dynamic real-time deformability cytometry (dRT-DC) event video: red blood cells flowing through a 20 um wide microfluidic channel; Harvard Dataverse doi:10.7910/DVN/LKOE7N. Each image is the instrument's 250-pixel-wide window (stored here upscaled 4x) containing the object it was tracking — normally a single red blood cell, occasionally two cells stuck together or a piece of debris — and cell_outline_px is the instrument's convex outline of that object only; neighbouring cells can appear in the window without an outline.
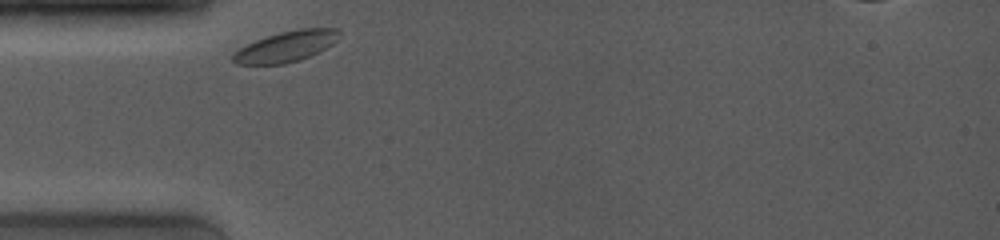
{"species": "common noctule bat (a hibernating species)", "species_latin": "Nyctalus noctula", "temperature_condition": "room temperature", "stored_images_in_passage": 40, "camera_frame_rate_fps": 4000, "um_per_image_px": 0.085, "animal": {"sex": "female", "body_mass_g": 19.0, "forearm_length_mm": 53.3}, "frame": {"image": 1, "passage_image": 1, "time_ms": 0.0, "image_size_px": [1000, 240], "cell_outline_px": [[340, 36], [332, 44], [300, 60], [284, 64], [236, 64], [232, 60], [232, 52], [256, 40], [280, 32], [300, 28], [340, 28]], "centroid_in_image_um": [24.31, 3.94], "position_along_channel_um": 60.7, "area_um2": 18.84}}
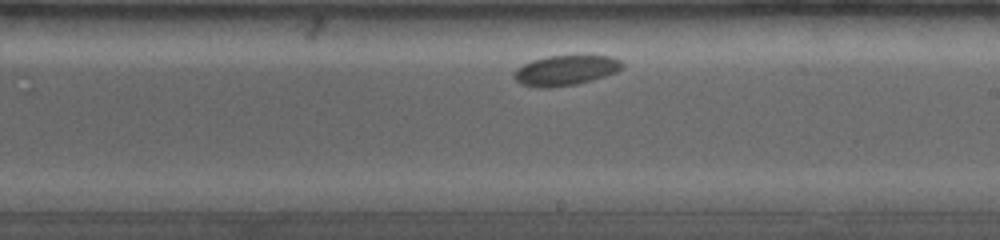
{"frame": {"image": 2, "passage_image": 22, "time_ms": 5.25, "image_size_px": [1000, 240], "cell_outline_px": [[624, 64], [616, 72], [592, 80], [576, 84], [548, 88], [536, 88], [520, 84], [512, 76], [512, 72], [516, 68], [532, 60], [548, 56], [612, 56], [620, 60]], "centroid_in_image_um": [48.02, 5.99], "position_along_channel_um": 241.0, "area_um2": 19.02}}
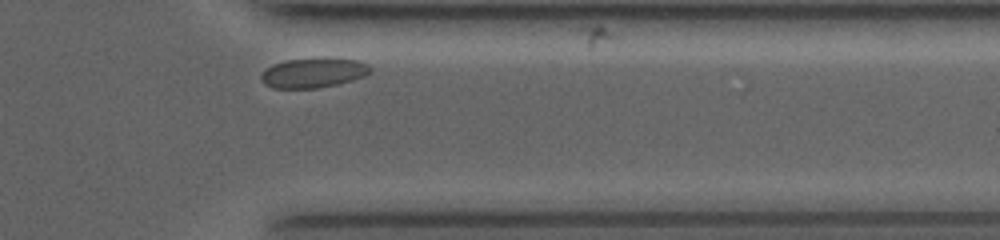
{"frame": {"image": 3, "passage_image": 38, "time_ms": 9.25, "image_size_px": [1000, 240], "cell_outline_px": [[372, 72], [364, 76], [352, 80], [336, 84], [316, 88], [272, 88], [264, 84], [260, 80], [260, 76], [272, 64], [288, 60], [324, 56], [328, 56], [360, 60], [368, 64], [372, 68]], "centroid_in_image_um": [26.68, 6.15], "position_along_channel_um": 384.7, "area_um2": 19.42}}